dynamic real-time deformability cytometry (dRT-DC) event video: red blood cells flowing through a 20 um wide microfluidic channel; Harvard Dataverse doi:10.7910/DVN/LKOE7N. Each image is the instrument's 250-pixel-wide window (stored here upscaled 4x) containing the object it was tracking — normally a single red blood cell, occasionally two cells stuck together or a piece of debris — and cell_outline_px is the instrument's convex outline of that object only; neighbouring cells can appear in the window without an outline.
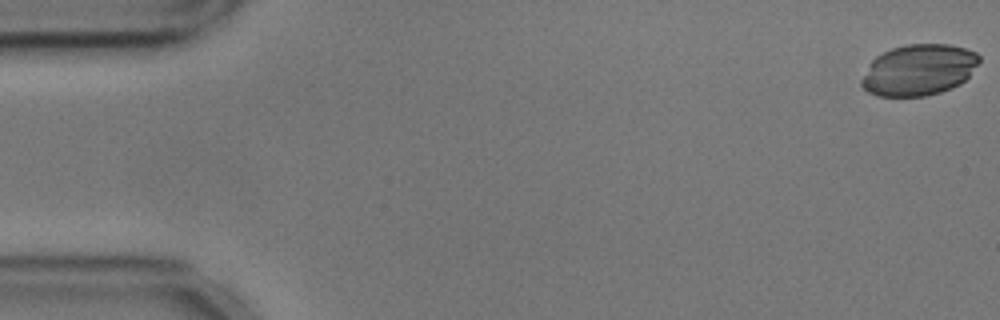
{"species": "common noctule bat (a hibernating species)", "species_latin": "Nyctalus noctula", "temperature_condition": "cold", "stored_images_in_passage": 16, "camera_frame_rate_fps": 3000, "um_per_image_px": 0.085, "animal": {"sex": "male", "body_mass_g": 17.9, "forearm_length_mm": 54.2}, "frame": {"image": 1, "passage_image": 1, "time_ms": 0.0, "image_size_px": [1000, 320], "cell_outline_px": [[980, 60], [968, 76], [960, 84], [952, 88], [940, 92], [924, 96], [876, 96], [868, 92], [860, 84], [860, 80], [872, 60], [876, 56], [892, 48], [908, 44], [948, 44], [964, 48], [976, 52], [980, 56]], "centroid_in_image_um": [78.08, 5.94], "position_along_channel_um": 6.9, "area_um2": 34.97}}